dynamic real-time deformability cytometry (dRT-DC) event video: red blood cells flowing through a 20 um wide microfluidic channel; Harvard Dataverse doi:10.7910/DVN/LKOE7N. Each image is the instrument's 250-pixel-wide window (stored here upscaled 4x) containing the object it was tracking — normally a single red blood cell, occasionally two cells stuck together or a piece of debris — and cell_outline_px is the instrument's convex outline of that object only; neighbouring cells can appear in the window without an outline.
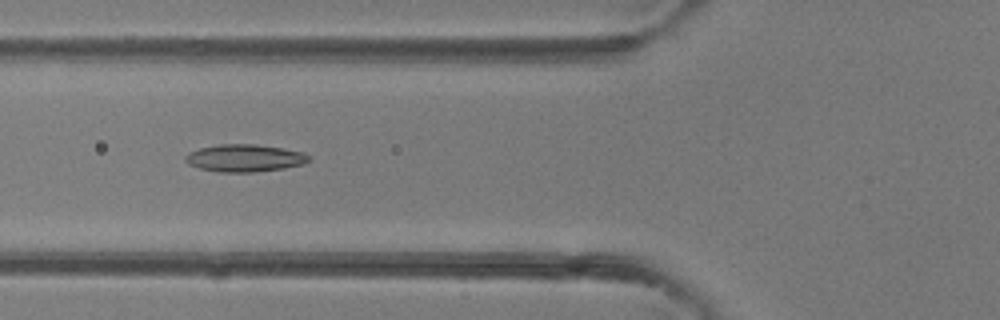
{"species": "common noctule bat (a hibernating species)", "species_latin": "Nyctalus noctula", "temperature_condition": "room temperature", "stored_images_in_passage": 5, "camera_frame_rate_fps": 3000, "um_per_image_px": 0.085, "animal": {"sex": "female"}, "frame": {"image": 1, "passage_image": 4, "time_ms": 4.333, "image_size_px": [1000, 320], "cell_outline_px": [[308, 160], [304, 164], [284, 168], [252, 172], [220, 172], [200, 168], [188, 164], [184, 160], [184, 156], [188, 152], [200, 148], [220, 144], [256, 144], [284, 148], [304, 152], [308, 156]], "centroid_in_image_um": [20.77, 13.43], "position_along_channel_um": 105.0, "area_um2": 19.71}}
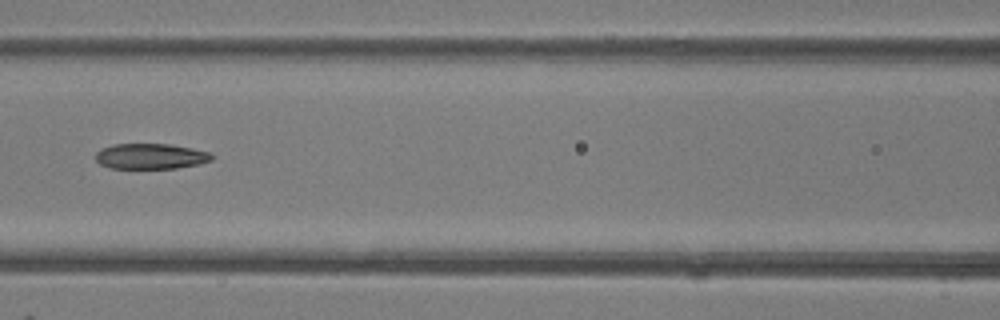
{"frame": {"image": 2, "passage_image": 5, "time_ms": 5.333, "image_size_px": [1000, 320], "cell_outline_px": [[212, 160], [200, 164], [176, 168], [108, 168], [100, 164], [96, 160], [96, 152], [100, 148], [112, 144], [168, 144], [192, 148], [208, 152], [212, 156]], "centroid_in_image_um": [12.77, 13.28], "position_along_channel_um": 153.8, "area_um2": 17.28}}